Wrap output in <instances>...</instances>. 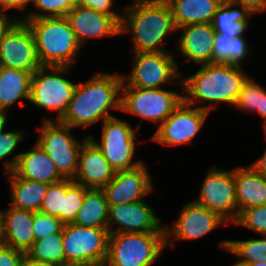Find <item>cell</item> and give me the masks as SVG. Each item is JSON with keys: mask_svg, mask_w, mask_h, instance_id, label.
<instances>
[{"mask_svg": "<svg viewBox=\"0 0 266 266\" xmlns=\"http://www.w3.org/2000/svg\"><path fill=\"white\" fill-rule=\"evenodd\" d=\"M27 132L23 128H15L9 129V131L6 129L0 134V161H3L1 166H3L5 174L14 171L21 153V151L16 152V148L30 134Z\"/></svg>", "mask_w": 266, "mask_h": 266, "instance_id": "obj_33", "label": "cell"}, {"mask_svg": "<svg viewBox=\"0 0 266 266\" xmlns=\"http://www.w3.org/2000/svg\"><path fill=\"white\" fill-rule=\"evenodd\" d=\"M73 183L72 179H64L60 182L49 184L39 212L59 219V212H62V194H65Z\"/></svg>", "mask_w": 266, "mask_h": 266, "instance_id": "obj_36", "label": "cell"}, {"mask_svg": "<svg viewBox=\"0 0 266 266\" xmlns=\"http://www.w3.org/2000/svg\"><path fill=\"white\" fill-rule=\"evenodd\" d=\"M177 32L179 35L174 40V54L195 66L212 63L215 31L211 23L185 25L177 28Z\"/></svg>", "mask_w": 266, "mask_h": 266, "instance_id": "obj_19", "label": "cell"}, {"mask_svg": "<svg viewBox=\"0 0 266 266\" xmlns=\"http://www.w3.org/2000/svg\"><path fill=\"white\" fill-rule=\"evenodd\" d=\"M73 70V67L41 66L32 74L29 104L46 113H56L53 119L45 115L41 121H59L66 112L78 82L66 78Z\"/></svg>", "mask_w": 266, "mask_h": 266, "instance_id": "obj_5", "label": "cell"}, {"mask_svg": "<svg viewBox=\"0 0 266 266\" xmlns=\"http://www.w3.org/2000/svg\"><path fill=\"white\" fill-rule=\"evenodd\" d=\"M264 135H266V125L262 128Z\"/></svg>", "mask_w": 266, "mask_h": 266, "instance_id": "obj_51", "label": "cell"}, {"mask_svg": "<svg viewBox=\"0 0 266 266\" xmlns=\"http://www.w3.org/2000/svg\"><path fill=\"white\" fill-rule=\"evenodd\" d=\"M174 51L132 53L131 68L122 74V81L129 87L166 88L182 86L181 66Z\"/></svg>", "mask_w": 266, "mask_h": 266, "instance_id": "obj_9", "label": "cell"}, {"mask_svg": "<svg viewBox=\"0 0 266 266\" xmlns=\"http://www.w3.org/2000/svg\"><path fill=\"white\" fill-rule=\"evenodd\" d=\"M196 68L190 76L181 74L183 102L210 113L223 104L233 109L242 84L249 76L247 69L212 63Z\"/></svg>", "mask_w": 266, "mask_h": 266, "instance_id": "obj_3", "label": "cell"}, {"mask_svg": "<svg viewBox=\"0 0 266 266\" xmlns=\"http://www.w3.org/2000/svg\"><path fill=\"white\" fill-rule=\"evenodd\" d=\"M239 266H266V262H254L249 264H237Z\"/></svg>", "mask_w": 266, "mask_h": 266, "instance_id": "obj_50", "label": "cell"}, {"mask_svg": "<svg viewBox=\"0 0 266 266\" xmlns=\"http://www.w3.org/2000/svg\"><path fill=\"white\" fill-rule=\"evenodd\" d=\"M10 114H11L10 112L0 110V134L4 132L6 129H9L7 128L8 126L6 125H8L7 123L9 121L8 119H11L9 118L11 116Z\"/></svg>", "mask_w": 266, "mask_h": 266, "instance_id": "obj_46", "label": "cell"}, {"mask_svg": "<svg viewBox=\"0 0 266 266\" xmlns=\"http://www.w3.org/2000/svg\"><path fill=\"white\" fill-rule=\"evenodd\" d=\"M84 197L85 187L77 183H73L66 193L62 194V212H59V220L63 224L74 222Z\"/></svg>", "mask_w": 266, "mask_h": 266, "instance_id": "obj_35", "label": "cell"}, {"mask_svg": "<svg viewBox=\"0 0 266 266\" xmlns=\"http://www.w3.org/2000/svg\"><path fill=\"white\" fill-rule=\"evenodd\" d=\"M146 163L133 169L115 171L112 180L102 188L109 206L142 201L154 193L153 176Z\"/></svg>", "mask_w": 266, "mask_h": 266, "instance_id": "obj_17", "label": "cell"}, {"mask_svg": "<svg viewBox=\"0 0 266 266\" xmlns=\"http://www.w3.org/2000/svg\"><path fill=\"white\" fill-rule=\"evenodd\" d=\"M246 36L232 38L215 32L213 40L212 64L238 66L245 69L249 66L248 58L254 55L250 41ZM252 47V48H251ZM247 66V67H246Z\"/></svg>", "mask_w": 266, "mask_h": 266, "instance_id": "obj_26", "label": "cell"}, {"mask_svg": "<svg viewBox=\"0 0 266 266\" xmlns=\"http://www.w3.org/2000/svg\"><path fill=\"white\" fill-rule=\"evenodd\" d=\"M5 245L4 230H3V221L0 216V248Z\"/></svg>", "mask_w": 266, "mask_h": 266, "instance_id": "obj_48", "label": "cell"}, {"mask_svg": "<svg viewBox=\"0 0 266 266\" xmlns=\"http://www.w3.org/2000/svg\"><path fill=\"white\" fill-rule=\"evenodd\" d=\"M62 266H97V265L85 264V263H65Z\"/></svg>", "mask_w": 266, "mask_h": 266, "instance_id": "obj_49", "label": "cell"}, {"mask_svg": "<svg viewBox=\"0 0 266 266\" xmlns=\"http://www.w3.org/2000/svg\"><path fill=\"white\" fill-rule=\"evenodd\" d=\"M32 74L0 66V110L10 112L15 104L24 108L29 106Z\"/></svg>", "mask_w": 266, "mask_h": 266, "instance_id": "obj_24", "label": "cell"}, {"mask_svg": "<svg viewBox=\"0 0 266 266\" xmlns=\"http://www.w3.org/2000/svg\"><path fill=\"white\" fill-rule=\"evenodd\" d=\"M76 0H33L23 19L65 17Z\"/></svg>", "mask_w": 266, "mask_h": 266, "instance_id": "obj_34", "label": "cell"}, {"mask_svg": "<svg viewBox=\"0 0 266 266\" xmlns=\"http://www.w3.org/2000/svg\"><path fill=\"white\" fill-rule=\"evenodd\" d=\"M172 225L164 224L165 244L170 250L177 248V242H189L210 235L215 229L231 225L219 213L194 202H184Z\"/></svg>", "mask_w": 266, "mask_h": 266, "instance_id": "obj_11", "label": "cell"}, {"mask_svg": "<svg viewBox=\"0 0 266 266\" xmlns=\"http://www.w3.org/2000/svg\"><path fill=\"white\" fill-rule=\"evenodd\" d=\"M5 175L8 177L10 206L39 212L49 184L21 178L14 171Z\"/></svg>", "mask_w": 266, "mask_h": 266, "instance_id": "obj_25", "label": "cell"}, {"mask_svg": "<svg viewBox=\"0 0 266 266\" xmlns=\"http://www.w3.org/2000/svg\"><path fill=\"white\" fill-rule=\"evenodd\" d=\"M237 217L248 208L266 204V178L250 165L234 167Z\"/></svg>", "mask_w": 266, "mask_h": 266, "instance_id": "obj_23", "label": "cell"}, {"mask_svg": "<svg viewBox=\"0 0 266 266\" xmlns=\"http://www.w3.org/2000/svg\"><path fill=\"white\" fill-rule=\"evenodd\" d=\"M31 30L41 66L74 67L82 47L65 17L22 19Z\"/></svg>", "mask_w": 266, "mask_h": 266, "instance_id": "obj_4", "label": "cell"}, {"mask_svg": "<svg viewBox=\"0 0 266 266\" xmlns=\"http://www.w3.org/2000/svg\"><path fill=\"white\" fill-rule=\"evenodd\" d=\"M172 11L177 28L185 25L211 23L223 0H165Z\"/></svg>", "mask_w": 266, "mask_h": 266, "instance_id": "obj_28", "label": "cell"}, {"mask_svg": "<svg viewBox=\"0 0 266 266\" xmlns=\"http://www.w3.org/2000/svg\"><path fill=\"white\" fill-rule=\"evenodd\" d=\"M165 250V232L109 234L104 266H153Z\"/></svg>", "mask_w": 266, "mask_h": 266, "instance_id": "obj_8", "label": "cell"}, {"mask_svg": "<svg viewBox=\"0 0 266 266\" xmlns=\"http://www.w3.org/2000/svg\"><path fill=\"white\" fill-rule=\"evenodd\" d=\"M230 3L247 8L252 14L262 15L266 13V0H226Z\"/></svg>", "mask_w": 266, "mask_h": 266, "instance_id": "obj_41", "label": "cell"}, {"mask_svg": "<svg viewBox=\"0 0 266 266\" xmlns=\"http://www.w3.org/2000/svg\"><path fill=\"white\" fill-rule=\"evenodd\" d=\"M9 10H15V0H0V12L7 13Z\"/></svg>", "mask_w": 266, "mask_h": 266, "instance_id": "obj_47", "label": "cell"}, {"mask_svg": "<svg viewBox=\"0 0 266 266\" xmlns=\"http://www.w3.org/2000/svg\"><path fill=\"white\" fill-rule=\"evenodd\" d=\"M37 143L52 159L59 173L65 179H73L78 166L79 153L83 142L88 138H76L71 127L59 121H40Z\"/></svg>", "mask_w": 266, "mask_h": 266, "instance_id": "obj_10", "label": "cell"}, {"mask_svg": "<svg viewBox=\"0 0 266 266\" xmlns=\"http://www.w3.org/2000/svg\"><path fill=\"white\" fill-rule=\"evenodd\" d=\"M150 203L145 199L109 206V234L165 232L164 223L160 222V217Z\"/></svg>", "mask_w": 266, "mask_h": 266, "instance_id": "obj_16", "label": "cell"}, {"mask_svg": "<svg viewBox=\"0 0 266 266\" xmlns=\"http://www.w3.org/2000/svg\"><path fill=\"white\" fill-rule=\"evenodd\" d=\"M261 237V238H260ZM218 248L235 257V264L266 262V235H258L244 240L222 239Z\"/></svg>", "mask_w": 266, "mask_h": 266, "instance_id": "obj_30", "label": "cell"}, {"mask_svg": "<svg viewBox=\"0 0 266 266\" xmlns=\"http://www.w3.org/2000/svg\"><path fill=\"white\" fill-rule=\"evenodd\" d=\"M122 17L123 15H109L77 4L65 16L82 48L93 39L121 36Z\"/></svg>", "mask_w": 266, "mask_h": 266, "instance_id": "obj_18", "label": "cell"}, {"mask_svg": "<svg viewBox=\"0 0 266 266\" xmlns=\"http://www.w3.org/2000/svg\"><path fill=\"white\" fill-rule=\"evenodd\" d=\"M76 4L109 15H123L124 8L115 6V0H76Z\"/></svg>", "mask_w": 266, "mask_h": 266, "instance_id": "obj_39", "label": "cell"}, {"mask_svg": "<svg viewBox=\"0 0 266 266\" xmlns=\"http://www.w3.org/2000/svg\"><path fill=\"white\" fill-rule=\"evenodd\" d=\"M108 212L109 205L102 189L85 187V197L73 224L107 229Z\"/></svg>", "mask_w": 266, "mask_h": 266, "instance_id": "obj_29", "label": "cell"}, {"mask_svg": "<svg viewBox=\"0 0 266 266\" xmlns=\"http://www.w3.org/2000/svg\"><path fill=\"white\" fill-rule=\"evenodd\" d=\"M108 229L64 224L62 242L65 263L104 266L108 250Z\"/></svg>", "mask_w": 266, "mask_h": 266, "instance_id": "obj_12", "label": "cell"}, {"mask_svg": "<svg viewBox=\"0 0 266 266\" xmlns=\"http://www.w3.org/2000/svg\"><path fill=\"white\" fill-rule=\"evenodd\" d=\"M34 214L33 211L21 210L12 206L4 210L0 209L5 245L26 254L34 243L32 229Z\"/></svg>", "mask_w": 266, "mask_h": 266, "instance_id": "obj_22", "label": "cell"}, {"mask_svg": "<svg viewBox=\"0 0 266 266\" xmlns=\"http://www.w3.org/2000/svg\"><path fill=\"white\" fill-rule=\"evenodd\" d=\"M209 116L210 112L182 102L154 130L149 140L167 148L190 145L199 136L201 129L207 127L206 122Z\"/></svg>", "mask_w": 266, "mask_h": 266, "instance_id": "obj_13", "label": "cell"}, {"mask_svg": "<svg viewBox=\"0 0 266 266\" xmlns=\"http://www.w3.org/2000/svg\"><path fill=\"white\" fill-rule=\"evenodd\" d=\"M128 121L117 116L105 119L100 124L99 140L87 133L114 171L133 169L145 162L144 159L136 157L137 147L144 140H137L139 131Z\"/></svg>", "mask_w": 266, "mask_h": 266, "instance_id": "obj_7", "label": "cell"}, {"mask_svg": "<svg viewBox=\"0 0 266 266\" xmlns=\"http://www.w3.org/2000/svg\"><path fill=\"white\" fill-rule=\"evenodd\" d=\"M32 146L27 151L21 150L14 172L21 178L46 184L64 180L50 156L37 143Z\"/></svg>", "mask_w": 266, "mask_h": 266, "instance_id": "obj_21", "label": "cell"}, {"mask_svg": "<svg viewBox=\"0 0 266 266\" xmlns=\"http://www.w3.org/2000/svg\"><path fill=\"white\" fill-rule=\"evenodd\" d=\"M254 16L247 8L223 0L215 11L211 25L215 32L222 35L232 38L245 36Z\"/></svg>", "mask_w": 266, "mask_h": 266, "instance_id": "obj_27", "label": "cell"}, {"mask_svg": "<svg viewBox=\"0 0 266 266\" xmlns=\"http://www.w3.org/2000/svg\"><path fill=\"white\" fill-rule=\"evenodd\" d=\"M115 171L100 149L88 137L82 144L74 183L86 188L102 189L114 177Z\"/></svg>", "mask_w": 266, "mask_h": 266, "instance_id": "obj_20", "label": "cell"}, {"mask_svg": "<svg viewBox=\"0 0 266 266\" xmlns=\"http://www.w3.org/2000/svg\"><path fill=\"white\" fill-rule=\"evenodd\" d=\"M17 21L15 16L0 12V41L9 28Z\"/></svg>", "mask_w": 266, "mask_h": 266, "instance_id": "obj_42", "label": "cell"}, {"mask_svg": "<svg viewBox=\"0 0 266 266\" xmlns=\"http://www.w3.org/2000/svg\"><path fill=\"white\" fill-rule=\"evenodd\" d=\"M26 255L36 261L62 266L64 264L62 230L34 241Z\"/></svg>", "mask_w": 266, "mask_h": 266, "instance_id": "obj_32", "label": "cell"}, {"mask_svg": "<svg viewBox=\"0 0 266 266\" xmlns=\"http://www.w3.org/2000/svg\"><path fill=\"white\" fill-rule=\"evenodd\" d=\"M264 136V140L266 142V135ZM249 165L266 178V146L265 150H263L262 155H260V157L257 158L255 161L253 160V162Z\"/></svg>", "mask_w": 266, "mask_h": 266, "instance_id": "obj_43", "label": "cell"}, {"mask_svg": "<svg viewBox=\"0 0 266 266\" xmlns=\"http://www.w3.org/2000/svg\"><path fill=\"white\" fill-rule=\"evenodd\" d=\"M182 102V86L180 89L166 90L165 88L129 87L122 83L121 112L140 118V123H136L138 131L142 121L154 123L158 128Z\"/></svg>", "mask_w": 266, "mask_h": 266, "instance_id": "obj_6", "label": "cell"}, {"mask_svg": "<svg viewBox=\"0 0 266 266\" xmlns=\"http://www.w3.org/2000/svg\"><path fill=\"white\" fill-rule=\"evenodd\" d=\"M234 108L241 114H257L263 128L266 125V88L249 75L242 84Z\"/></svg>", "mask_w": 266, "mask_h": 266, "instance_id": "obj_31", "label": "cell"}, {"mask_svg": "<svg viewBox=\"0 0 266 266\" xmlns=\"http://www.w3.org/2000/svg\"><path fill=\"white\" fill-rule=\"evenodd\" d=\"M32 1L33 0H15V11H18L20 13H18L17 15H16V13L12 14V15L13 16L15 15V18L17 20H22L25 12L29 9Z\"/></svg>", "mask_w": 266, "mask_h": 266, "instance_id": "obj_44", "label": "cell"}, {"mask_svg": "<svg viewBox=\"0 0 266 266\" xmlns=\"http://www.w3.org/2000/svg\"><path fill=\"white\" fill-rule=\"evenodd\" d=\"M91 75L84 82H77L67 110L59 120L72 129H82V133L114 117V111L121 112L122 74L97 71Z\"/></svg>", "mask_w": 266, "mask_h": 266, "instance_id": "obj_1", "label": "cell"}, {"mask_svg": "<svg viewBox=\"0 0 266 266\" xmlns=\"http://www.w3.org/2000/svg\"><path fill=\"white\" fill-rule=\"evenodd\" d=\"M124 5L120 34H130L131 53L174 51L167 48L177 27L165 0H131Z\"/></svg>", "mask_w": 266, "mask_h": 266, "instance_id": "obj_2", "label": "cell"}, {"mask_svg": "<svg viewBox=\"0 0 266 266\" xmlns=\"http://www.w3.org/2000/svg\"><path fill=\"white\" fill-rule=\"evenodd\" d=\"M20 266H55V265L50 264V263H45L42 261L33 260L25 254Z\"/></svg>", "mask_w": 266, "mask_h": 266, "instance_id": "obj_45", "label": "cell"}, {"mask_svg": "<svg viewBox=\"0 0 266 266\" xmlns=\"http://www.w3.org/2000/svg\"><path fill=\"white\" fill-rule=\"evenodd\" d=\"M64 224L55 216L35 212L33 220L34 241H38L50 234L60 232Z\"/></svg>", "mask_w": 266, "mask_h": 266, "instance_id": "obj_38", "label": "cell"}, {"mask_svg": "<svg viewBox=\"0 0 266 266\" xmlns=\"http://www.w3.org/2000/svg\"><path fill=\"white\" fill-rule=\"evenodd\" d=\"M230 266H239V265H237V264H235V263L232 262V265H230Z\"/></svg>", "mask_w": 266, "mask_h": 266, "instance_id": "obj_52", "label": "cell"}, {"mask_svg": "<svg viewBox=\"0 0 266 266\" xmlns=\"http://www.w3.org/2000/svg\"><path fill=\"white\" fill-rule=\"evenodd\" d=\"M25 253L10 246L0 248V266H20Z\"/></svg>", "mask_w": 266, "mask_h": 266, "instance_id": "obj_40", "label": "cell"}, {"mask_svg": "<svg viewBox=\"0 0 266 266\" xmlns=\"http://www.w3.org/2000/svg\"><path fill=\"white\" fill-rule=\"evenodd\" d=\"M198 193L194 202L219 213L230 224L237 219L234 167L228 170L218 166L210 167Z\"/></svg>", "mask_w": 266, "mask_h": 266, "instance_id": "obj_14", "label": "cell"}, {"mask_svg": "<svg viewBox=\"0 0 266 266\" xmlns=\"http://www.w3.org/2000/svg\"><path fill=\"white\" fill-rule=\"evenodd\" d=\"M0 66L32 73L41 67L33 34L24 21L17 20L1 39Z\"/></svg>", "mask_w": 266, "mask_h": 266, "instance_id": "obj_15", "label": "cell"}, {"mask_svg": "<svg viewBox=\"0 0 266 266\" xmlns=\"http://www.w3.org/2000/svg\"><path fill=\"white\" fill-rule=\"evenodd\" d=\"M257 235H266V204L243 210L232 223Z\"/></svg>", "mask_w": 266, "mask_h": 266, "instance_id": "obj_37", "label": "cell"}]
</instances>
